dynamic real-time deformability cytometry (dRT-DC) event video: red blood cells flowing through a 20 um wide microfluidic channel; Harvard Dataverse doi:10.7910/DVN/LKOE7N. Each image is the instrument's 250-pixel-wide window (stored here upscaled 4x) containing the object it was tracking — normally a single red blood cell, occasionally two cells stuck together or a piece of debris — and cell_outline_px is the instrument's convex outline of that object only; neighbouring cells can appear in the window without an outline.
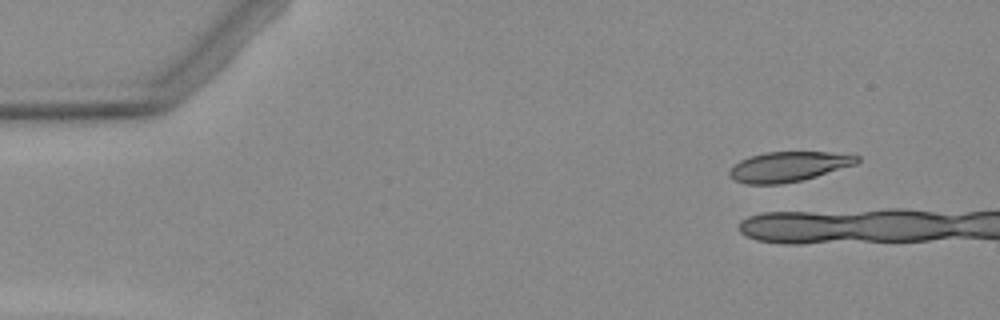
{"species": "Egyptian fruit bat (a non-hibernating species)", "species_latin": "Rousettus aegyptiacus", "temperature_condition": "warm", "stored_images_in_passage": 3, "camera_frame_rate_fps": 3000, "um_per_image_px": 0.085, "animal": {"sex": "female"}, "frame": {"image": 1, "passage_image": 2, "time_ms": 1.333, "image_size_px": [1000, 320], "cell_outline_px": [[860, 160], [856, 164], [816, 176], [800, 180], [780, 184], [744, 184], [728, 176], [728, 172], [740, 160], [764, 152], [828, 152], [860, 156]], "centroid_in_image_um": [67.01, 14.16], "position_along_channel_um": 18.0, "area_um2": 22.02}}